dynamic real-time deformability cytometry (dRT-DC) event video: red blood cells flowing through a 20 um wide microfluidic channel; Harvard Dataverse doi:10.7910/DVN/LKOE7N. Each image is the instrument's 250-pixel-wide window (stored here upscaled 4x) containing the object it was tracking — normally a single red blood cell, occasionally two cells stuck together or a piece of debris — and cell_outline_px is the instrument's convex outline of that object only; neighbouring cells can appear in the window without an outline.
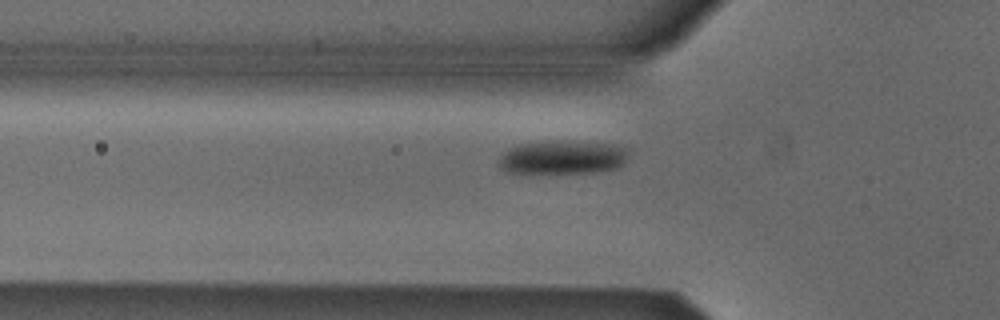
{"species": "Egyptian fruit bat (a non-hibernating species)", "species_latin": "Rousettus aegyptiacus", "temperature_condition": "cold", "stored_images_in_passage": 38, "camera_frame_rate_fps": 3000, "um_per_image_px": 0.085, "animal": {"sex": "male"}, "frame": {"image": 1, "passage_image": 10, "time_ms": 3.0, "image_size_px": [1000, 320], "cell_outline_px": [[628, 156], [616, 168], [596, 172], [508, 172], [500, 168], [496, 164], [496, 160], [504, 152], [512, 148], [524, 144], [552, 140], [612, 144], [628, 148]], "centroid_in_image_um": [47.8, 13.36], "position_along_channel_um": 78.0, "area_um2": 25.09}}
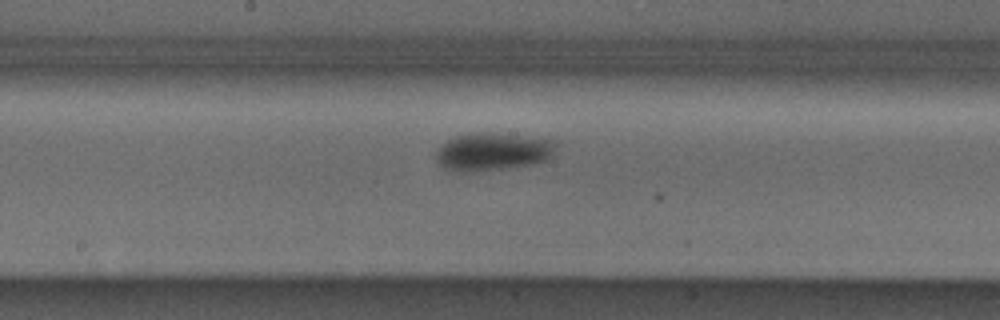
{"frame": {"image": 2, "passage_image": 20, "time_ms": 6.333, "image_size_px": [1000, 320], "cell_outline_px": [[556, 144], [552, 156], [548, 160], [532, 164], [472, 172], [464, 172], [444, 168], [436, 160], [436, 152], [440, 144], [456, 136], [476, 132], [488, 132], [552, 140]], "centroid_in_image_um": [41.84, 12.89], "position_along_channel_um": 206.4, "area_um2": 26.18}}
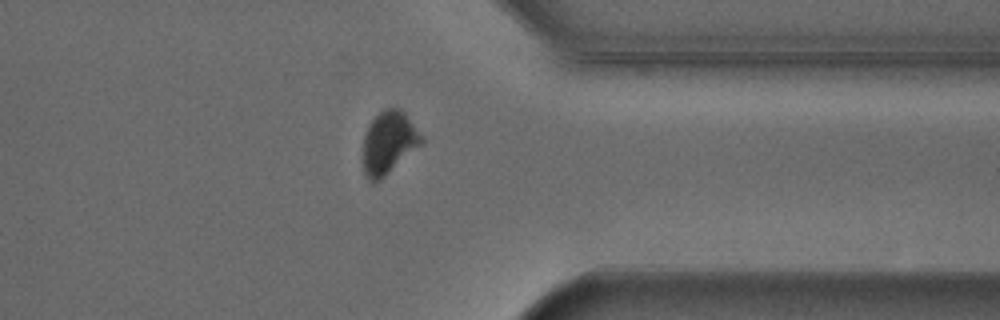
{"frame": {"image": 3, "passage_image": 34, "time_ms": 11.0, "image_size_px": [1000, 320], "cell_outline_px": [[424, 140], [420, 144], [380, 180], [372, 184], [368, 180], [364, 172], [360, 160], [364, 132], [368, 124], [384, 108], [400, 108], [404, 112], [424, 136]], "centroid_in_image_um": [32.97, 12.13], "position_along_channel_um": 378.4, "area_um2": 21.68}, "authors_computed_cell_mechanics": {"area_um2": 25.3453, "velocity_mm_per_s": 3.8515, "shape_relaxation_time_tau1_ms": 3.9714, "shape_relaxation_time_tau2_ms": null, "deformation_change_tau1": 0.1062, "deformation_change_tau2": null}}